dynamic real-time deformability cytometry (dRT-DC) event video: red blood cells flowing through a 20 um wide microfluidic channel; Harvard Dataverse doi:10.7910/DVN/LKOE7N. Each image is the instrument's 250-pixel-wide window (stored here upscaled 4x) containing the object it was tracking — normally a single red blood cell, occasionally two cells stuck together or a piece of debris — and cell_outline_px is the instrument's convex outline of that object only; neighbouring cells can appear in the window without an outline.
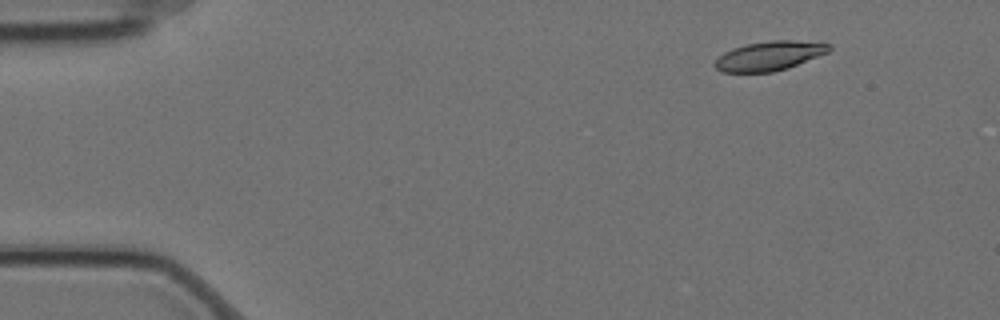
{"species": "Egyptian fruit bat (a non-hibernating species)", "species_latin": "Rousettus aegyptiacus", "temperature_condition": "cold", "stored_images_in_passage": 5, "camera_frame_rate_fps": 3000, "um_per_image_px": 0.085, "animal": {"sex": "female"}, "frame": {"image": 1, "passage_image": 2, "time_ms": 0.333, "image_size_px": [1000, 320], "cell_outline_px": [[832, 48], [828, 52], [788, 68], [772, 72], [720, 72], [712, 64], [724, 52], [732, 48], [748, 44], [772, 40], [792, 40], [832, 44]], "centroid_in_image_um": [65.38, 4.75], "position_along_channel_um": 19.6, "area_um2": 19.42}}
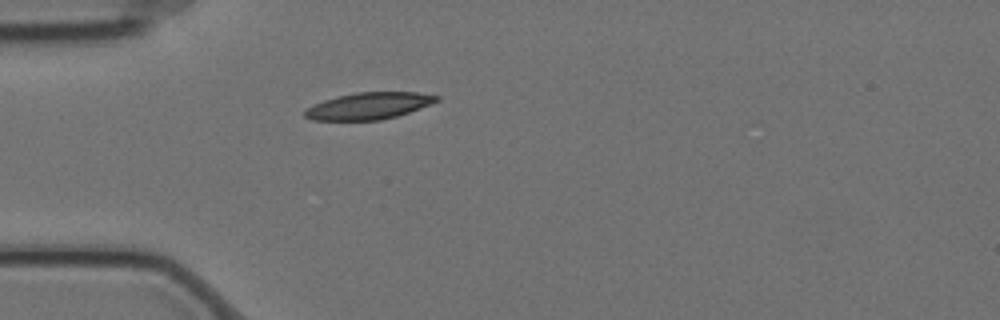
{"frame": {"image": 2, "passage_image": 5, "time_ms": 1.333, "image_size_px": [1000, 320], "cell_outline_px": [[440, 100], [432, 104], [396, 116], [380, 120], [312, 120], [304, 116], [304, 112], [308, 108], [324, 100], [356, 92], [416, 92], [440, 96]], "centroid_in_image_um": [31.39, 9.0], "position_along_channel_um": 53.6, "area_um2": 20.35}}